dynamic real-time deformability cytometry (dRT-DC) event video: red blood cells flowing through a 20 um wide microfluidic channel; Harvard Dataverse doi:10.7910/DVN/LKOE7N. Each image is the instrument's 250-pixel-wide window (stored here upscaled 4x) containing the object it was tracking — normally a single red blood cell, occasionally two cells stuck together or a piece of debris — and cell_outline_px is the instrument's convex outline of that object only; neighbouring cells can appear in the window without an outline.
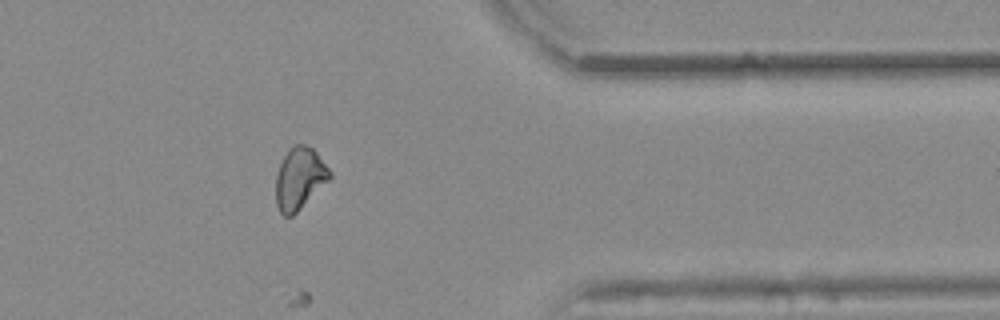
{"species": "common noctule bat (a hibernating species)", "species_latin": "Nyctalus noctula", "temperature_condition": "warm", "stored_images_in_passage": 36, "camera_frame_rate_fps": 3000, "um_per_image_px": 0.085, "animal": {"sex": "female", "body_mass_g": 25.1}, "frame": {"image": 1, "passage_image": 32, "time_ms": 10.333, "image_size_px": [1000, 320], "cell_outline_px": [[332, 176], [292, 216], [284, 216], [280, 212], [276, 204], [276, 176], [280, 164], [288, 148], [296, 144], [304, 144], [312, 148], [316, 152], [332, 172]], "centroid_in_image_um": [25.45, 15.14], "position_along_channel_um": 386.0, "area_um2": 19.13}}